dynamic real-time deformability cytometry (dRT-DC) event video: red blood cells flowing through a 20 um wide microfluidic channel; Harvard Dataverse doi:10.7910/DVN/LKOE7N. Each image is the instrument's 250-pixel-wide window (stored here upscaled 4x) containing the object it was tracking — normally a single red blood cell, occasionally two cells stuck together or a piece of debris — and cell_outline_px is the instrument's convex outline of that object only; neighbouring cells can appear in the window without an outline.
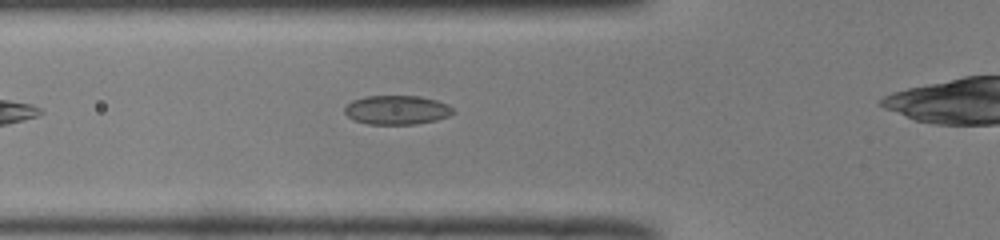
{"species": "common noctule bat (a hibernating species)", "species_latin": "Nyctalus noctula", "temperature_condition": "room temperature", "stored_images_in_passage": 29, "camera_frame_rate_fps": 3000, "um_per_image_px": 0.085, "animal": {"sex": "male", "body_mass_g": 19.0, "forearm_length_mm": 50.8}, "frame": {"image": 1, "passage_image": 7, "time_ms": 2.0, "image_size_px": [1000, 240], "cell_outline_px": [[456, 112], [448, 116], [436, 120], [416, 124], [368, 124], [352, 120], [344, 112], [344, 108], [352, 100], [368, 96], [420, 96], [436, 100], [448, 104]], "centroid_in_image_um": [33.73, 9.35], "position_along_channel_um": 92.1, "area_um2": 18.44}}
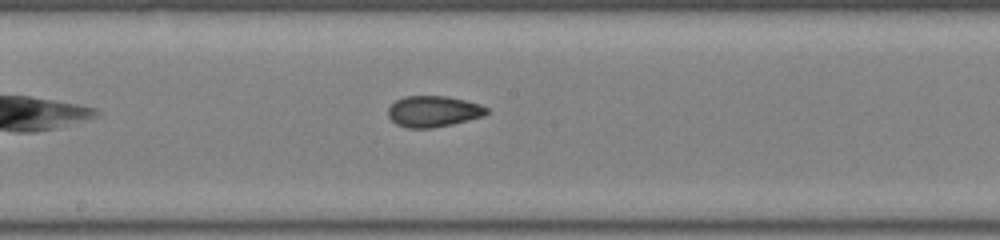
{"frame": {"image": 2, "passage_image": 16, "time_ms": 5.0, "image_size_px": [1000, 240], "cell_outline_px": [[488, 112], [484, 116], [452, 124], [432, 128], [408, 128], [396, 124], [388, 116], [388, 108], [396, 100], [404, 96], [448, 96], [480, 104], [488, 108]], "centroid_in_image_um": [36.83, 9.46], "position_along_channel_um": 211.4, "area_um2": 17.86}}
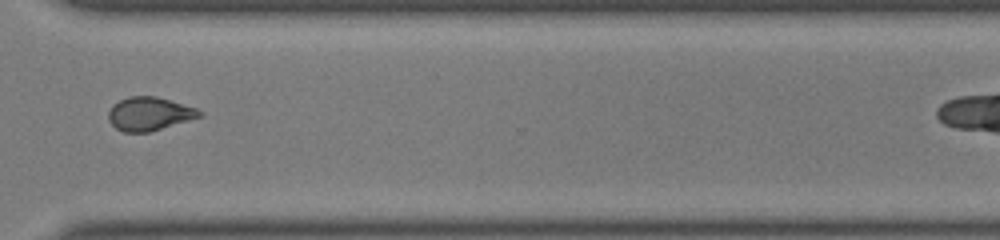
{"frame": {"image": 3, "passage_image": 27, "time_ms": 8.667, "image_size_px": [1000, 240], "cell_outline_px": [[204, 116], [148, 132], [124, 132], [116, 128], [108, 120], [108, 112], [112, 104], [128, 96], [156, 96], [196, 108], [204, 112]], "centroid_in_image_um": [12.7, 9.67], "position_along_channel_um": 357.9, "area_um2": 17.8}, "authors_computed_cell_mechanics": {"area_um2": 17.8602, "velocity_mm_per_s": 3.9787, "shape_relaxation_time_tau1_ms": null, "shape_relaxation_time_tau2_ms": 1.4546, "deformation_change_tau1": null, "deformation_change_tau2": 0.0738}}